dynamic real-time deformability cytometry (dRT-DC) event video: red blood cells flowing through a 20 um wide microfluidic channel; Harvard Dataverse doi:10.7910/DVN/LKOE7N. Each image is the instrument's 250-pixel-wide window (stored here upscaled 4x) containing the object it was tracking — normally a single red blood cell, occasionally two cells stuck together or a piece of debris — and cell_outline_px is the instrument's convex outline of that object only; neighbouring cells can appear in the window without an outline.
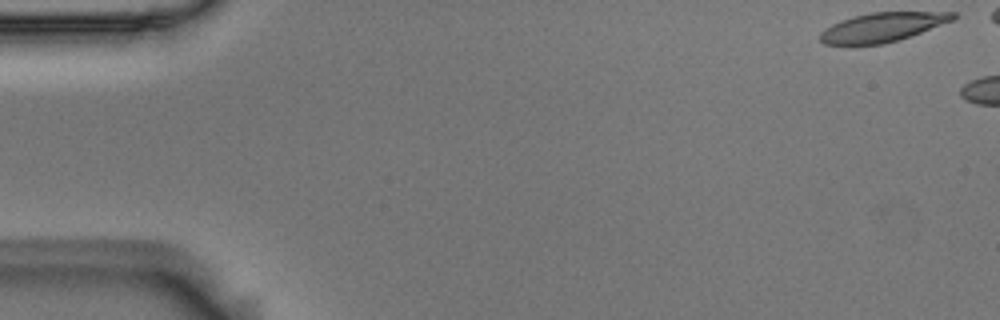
{"species": "Egyptian fruit bat (a non-hibernating species)", "species_latin": "Rousettus aegyptiacus", "temperature_condition": "room temperature", "stored_images_in_passage": 8, "camera_frame_rate_fps": 3000, "um_per_image_px": 0.085, "animal": {"sex": "male"}, "frame": {"image": 1, "passage_image": 1, "time_ms": 0.0, "image_size_px": [1000, 320], "cell_outline_px": [[956, 16], [952, 20], [900, 40], [884, 44], [824, 44], [820, 40], [820, 32], [832, 24], [840, 20], [852, 16], [872, 12], [956, 12]], "centroid_in_image_um": [74.98, 2.31], "position_along_channel_um": 10.0, "area_um2": 22.37}}